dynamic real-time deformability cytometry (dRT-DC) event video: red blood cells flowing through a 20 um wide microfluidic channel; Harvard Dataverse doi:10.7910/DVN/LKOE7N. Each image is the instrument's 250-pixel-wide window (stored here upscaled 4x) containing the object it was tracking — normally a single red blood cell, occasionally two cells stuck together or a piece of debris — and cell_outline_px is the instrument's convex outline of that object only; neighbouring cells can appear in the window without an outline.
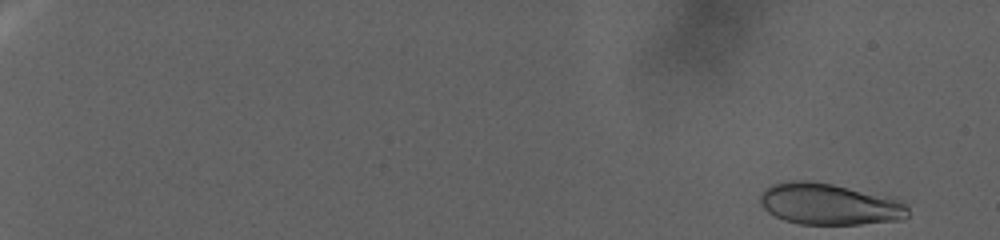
{"species": "human", "species_latin": "Homo sapiens", "temperature_condition": "warm", "stored_images_in_passage": 115, "camera_frame_rate_fps": 3000, "um_per_image_px": 0.085, "donor": {"sex": "female"}, "frame": {"image": 1, "passage_image": 2, "time_ms": 0.333, "image_size_px": [1000, 240], "cell_outline_px": [[908, 216], [904, 220], [860, 224], [800, 224], [784, 220], [768, 212], [760, 204], [760, 196], [772, 184], [784, 180], [812, 180], [896, 196], [908, 208]], "centroid_in_image_um": [70.56, 17.33], "position_along_channel_um": 14.4, "area_um2": 36.36}}
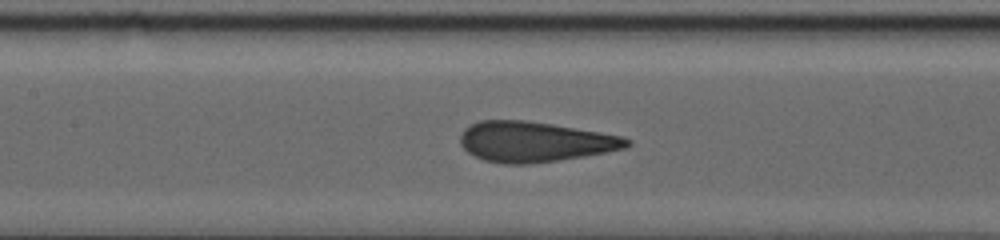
{"frame": {"image": 2, "passage_image": 62, "time_ms": 20.333, "image_size_px": [1000, 240], "cell_outline_px": [[632, 144], [624, 148], [584, 156], [528, 164], [504, 164], [484, 160], [468, 152], [460, 144], [460, 136], [464, 128], [480, 120], [524, 120], [552, 124], [624, 136], [632, 140]], "centroid_in_image_um": [45.44, 12.04], "position_along_channel_um": 162.0, "area_um2": 38.96}}
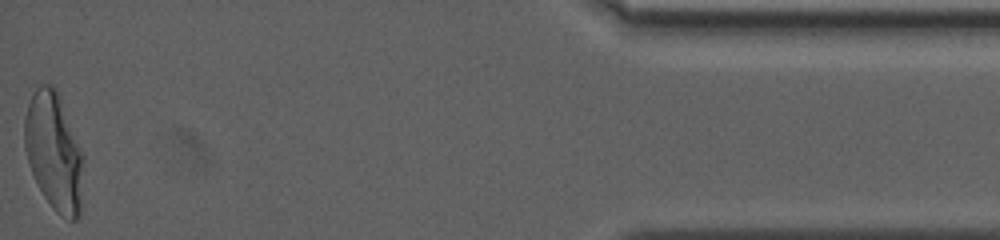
{"frame": {"image": 3, "passage_image": 115, "time_ms": 38.0, "image_size_px": [1000, 240], "cell_outline_px": [[84, 164], [80, 216], [76, 220], [68, 220], [60, 216], [52, 208], [44, 196], [28, 164], [24, 148], [24, 116], [32, 92], [40, 84], [52, 84], [56, 88], [84, 156]], "centroid_in_image_um": [4.59, 12.91], "position_along_channel_um": 430.6, "area_um2": 40.81}}